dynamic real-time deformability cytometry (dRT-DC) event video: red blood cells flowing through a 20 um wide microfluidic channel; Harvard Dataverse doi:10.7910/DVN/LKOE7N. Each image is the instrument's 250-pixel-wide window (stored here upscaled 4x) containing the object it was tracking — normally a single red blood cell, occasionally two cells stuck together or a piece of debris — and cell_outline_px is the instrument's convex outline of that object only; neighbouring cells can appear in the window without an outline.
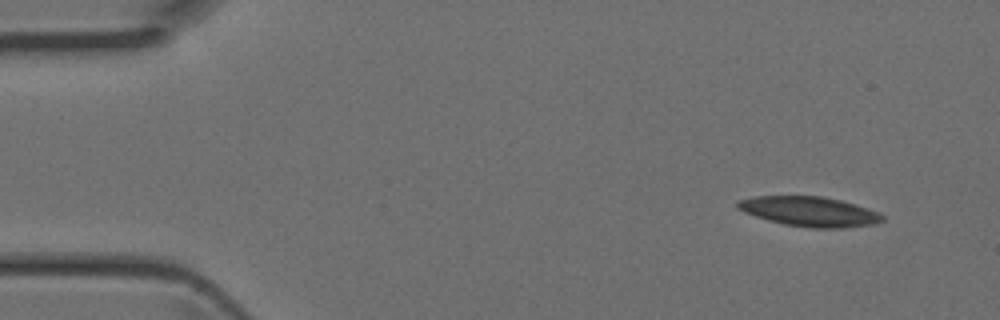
{"species": "Egyptian fruit bat (a non-hibernating species)", "species_latin": "Rousettus aegyptiacus", "temperature_condition": "room temperature", "stored_images_in_passage": 4, "camera_frame_rate_fps": 3000, "um_per_image_px": 0.085, "animal": {"sex": "female"}, "frame": {"image": 1, "passage_image": 1, "time_ms": 0.0, "image_size_px": [1000, 320], "cell_outline_px": [[884, 220], [872, 224], [840, 228], [812, 228], [784, 224], [768, 220], [744, 212], [736, 208], [736, 200], [756, 196], [824, 196], [840, 200], [868, 208], [884, 216]], "centroid_in_image_um": [68.77, 17.97], "position_along_channel_um": 16.2, "area_um2": 25.03}}
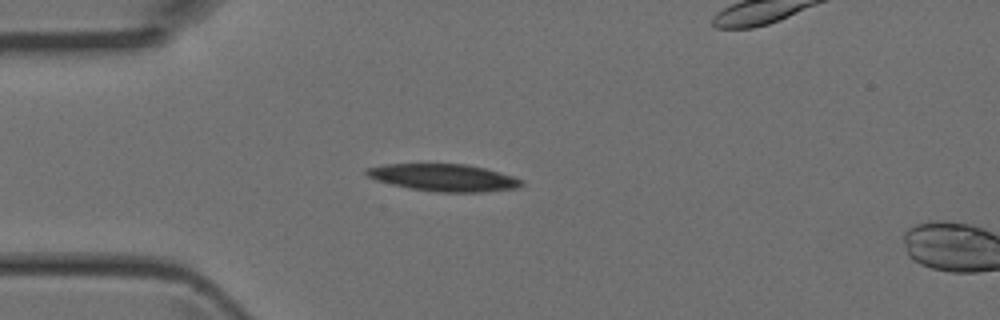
{"frame": {"image": 2, "passage_image": 3, "time_ms": 0.667, "image_size_px": [1000, 320], "cell_outline_px": [[524, 184], [516, 188], [484, 192], [440, 192], [408, 188], [376, 180], [368, 176], [364, 172], [364, 168], [384, 164], [464, 164], [484, 168], [512, 176], [524, 180]], "centroid_in_image_um": [37.7, 15.09], "position_along_channel_um": 47.3, "area_um2": 24.51}}